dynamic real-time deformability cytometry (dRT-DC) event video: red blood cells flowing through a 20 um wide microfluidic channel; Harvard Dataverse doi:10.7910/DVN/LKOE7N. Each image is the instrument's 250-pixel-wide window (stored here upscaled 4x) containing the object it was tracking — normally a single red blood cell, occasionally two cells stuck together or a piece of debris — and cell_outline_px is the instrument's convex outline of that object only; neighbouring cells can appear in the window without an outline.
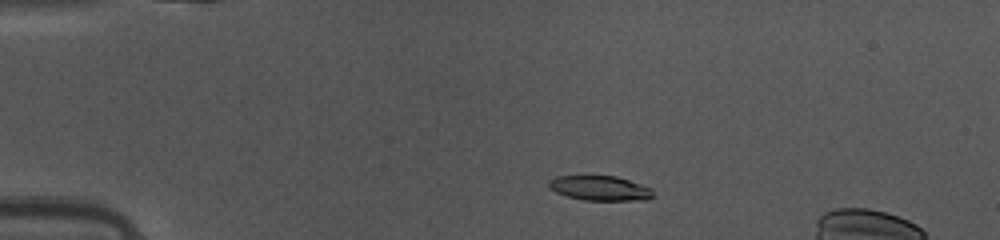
{"species": "common noctule bat (a hibernating species)", "species_latin": "Nyctalus noctula", "temperature_condition": "warm", "stored_images_in_passage": 38, "camera_frame_rate_fps": 3000, "um_per_image_px": 0.085, "animal": {"sex": "female", "body_mass_g": 10.0, "forearm_length_mm": 53.1}, "frame": {"image": 1, "passage_image": 3, "time_ms": 0.667, "image_size_px": [1000, 240], "cell_outline_px": [[656, 196], [648, 200], [584, 200], [568, 196], [556, 192], [548, 188], [548, 180], [556, 176], [616, 176], [652, 188]], "centroid_in_image_um": [51.02, 16.0], "position_along_channel_um": 34.0, "area_um2": 15.14}}
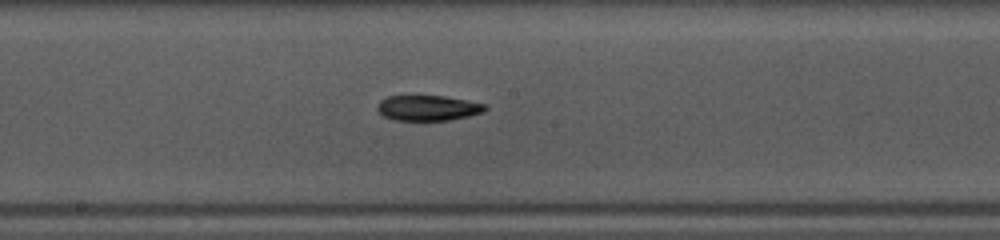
{"frame": {"image": 2, "passage_image": 19, "time_ms": 6.0, "image_size_px": [1000, 240], "cell_outline_px": [[488, 108], [484, 112], [468, 116], [448, 120], [392, 120], [384, 116], [376, 108], [380, 100], [388, 96], [444, 96], [484, 104]], "centroid_in_image_um": [36.36, 9.18], "position_along_channel_um": 211.8, "area_um2": 15.78}}
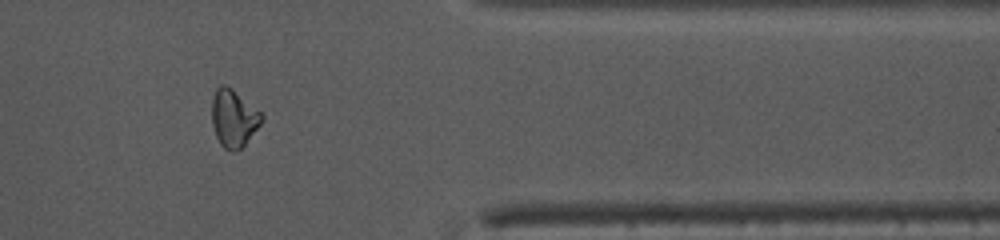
{"frame": {"image": 3, "passage_image": 33, "time_ms": 10.667, "image_size_px": [1000, 240], "cell_outline_px": [[264, 120], [244, 144], [236, 152], [232, 152], [224, 148], [220, 144], [216, 136], [212, 124], [212, 100], [216, 88], [220, 84], [224, 84], [232, 88], [260, 112], [264, 116]], "centroid_in_image_um": [19.85, 10.05], "position_along_channel_um": 391.6, "area_um2": 16.59}}